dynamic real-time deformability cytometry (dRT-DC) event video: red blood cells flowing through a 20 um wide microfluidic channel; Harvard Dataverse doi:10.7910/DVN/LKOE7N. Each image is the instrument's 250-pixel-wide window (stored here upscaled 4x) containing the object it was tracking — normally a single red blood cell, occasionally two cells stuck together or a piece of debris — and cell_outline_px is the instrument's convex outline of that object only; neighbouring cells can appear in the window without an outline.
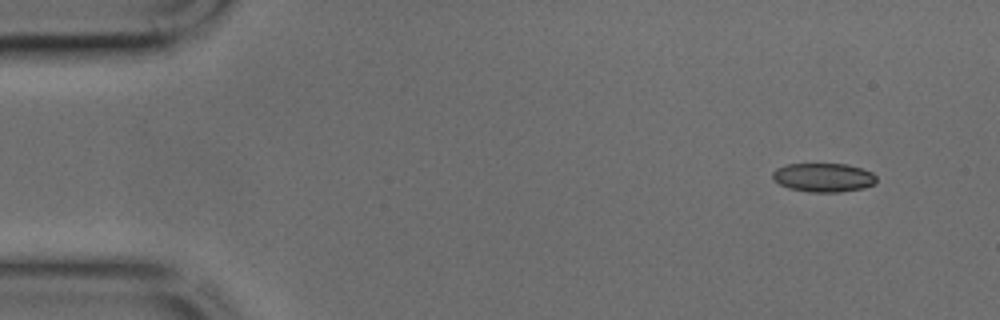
{"species": "common noctule bat (a hibernating species)", "species_latin": "Nyctalus noctula", "temperature_condition": "cold", "stored_images_in_passage": 42, "camera_frame_rate_fps": 3000, "um_per_image_px": 0.085, "animal": {"sex": "male", "body_mass_g": 17.9, "forearm_length_mm": 54.2}, "frame": {"image": 1, "passage_image": 1, "time_ms": 0.0, "image_size_px": [1000, 320], "cell_outline_px": [[876, 184], [864, 188], [840, 192], [808, 192], [788, 188], [772, 180], [772, 172], [776, 168], [788, 164], [848, 164], [872, 172], [876, 176]], "centroid_in_image_um": [69.99, 15.09], "position_along_channel_um": 15.0, "area_um2": 17.63}}
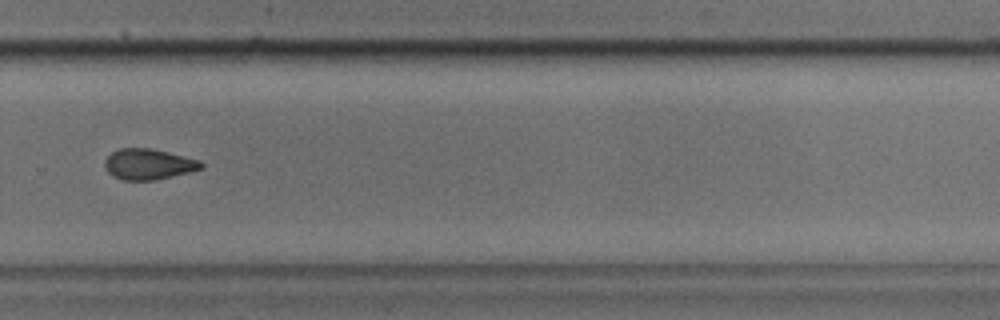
{"frame": {"image": 2, "passage_image": 28, "time_ms": 9.0, "image_size_px": [1000, 320], "cell_outline_px": [[204, 168], [188, 172], [152, 180], [124, 180], [112, 176], [108, 172], [104, 164], [104, 160], [112, 152], [120, 148], [148, 148], [168, 152], [200, 160], [204, 164]], "centroid_in_image_um": [12.61, 13.95], "position_along_channel_um": 317.2, "area_um2": 17.11}}
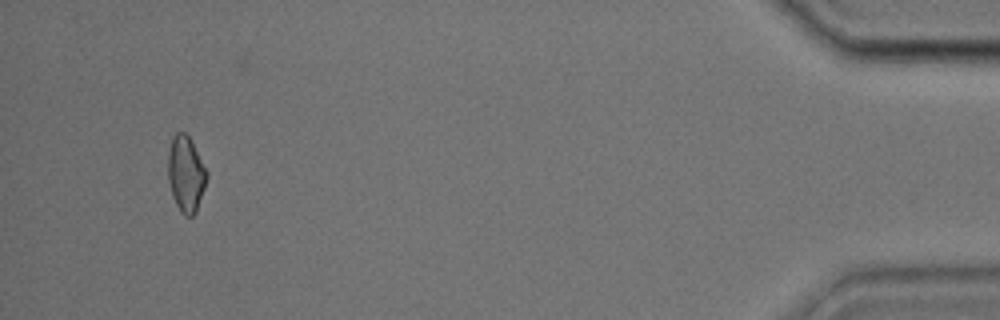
{"frame": {"image": 3, "passage_image": 40, "time_ms": 13.0, "image_size_px": [1000, 320], "cell_outline_px": [[208, 176], [196, 212], [192, 216], [184, 216], [180, 212], [172, 196], [168, 180], [168, 152], [172, 136], [176, 132], [184, 132], [192, 140], [208, 172]], "centroid_in_image_um": [15.8, 14.77], "position_along_channel_um": 419.4, "area_um2": 17.34}}